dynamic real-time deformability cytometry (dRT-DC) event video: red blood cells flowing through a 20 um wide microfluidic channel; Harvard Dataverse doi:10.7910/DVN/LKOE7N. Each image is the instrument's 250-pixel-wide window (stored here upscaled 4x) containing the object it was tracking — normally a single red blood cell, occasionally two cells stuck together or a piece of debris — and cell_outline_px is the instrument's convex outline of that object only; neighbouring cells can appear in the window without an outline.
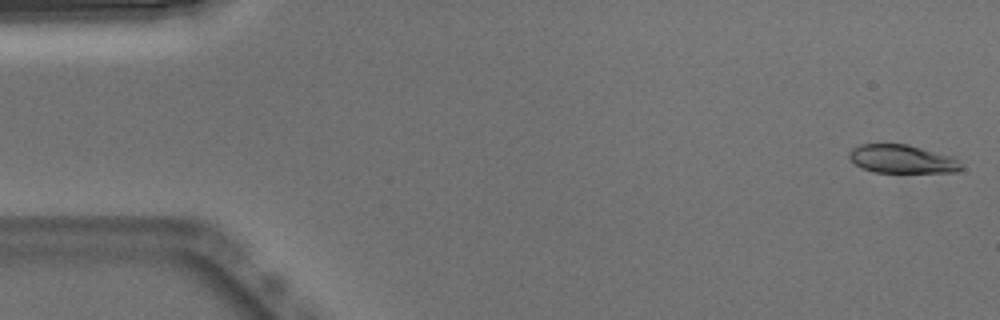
{"species": "Egyptian fruit bat (a non-hibernating species)", "species_latin": "Rousettus aegyptiacus", "temperature_condition": "warm", "stored_images_in_passage": 51, "camera_frame_rate_fps": 3000, "um_per_image_px": 0.085, "animal": {"sex": "male"}, "frame": {"image": 1, "passage_image": 1, "time_ms": 0.0, "image_size_px": [1000, 320], "cell_outline_px": [[964, 168], [956, 172], [876, 172], [864, 168], [856, 164], [848, 156], [848, 152], [852, 148], [860, 144], [908, 144], [956, 156]], "centroid_in_image_um": [76.75, 13.5], "position_along_channel_um": 8.3, "area_um2": 18.73}}
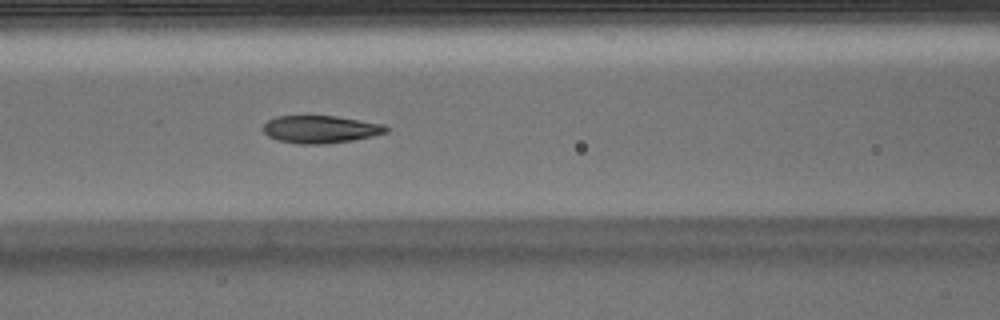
{"frame": {"image": 2, "passage_image": 21, "time_ms": 6.667, "image_size_px": [1000, 320], "cell_outline_px": [[388, 132], [372, 136], [352, 140], [324, 144], [300, 144], [276, 140], [268, 136], [264, 132], [264, 124], [268, 120], [276, 116], [336, 116], [384, 124], [388, 128]], "centroid_in_image_um": [27.24, 10.99], "position_along_channel_um": 139.4, "area_um2": 19.71}}
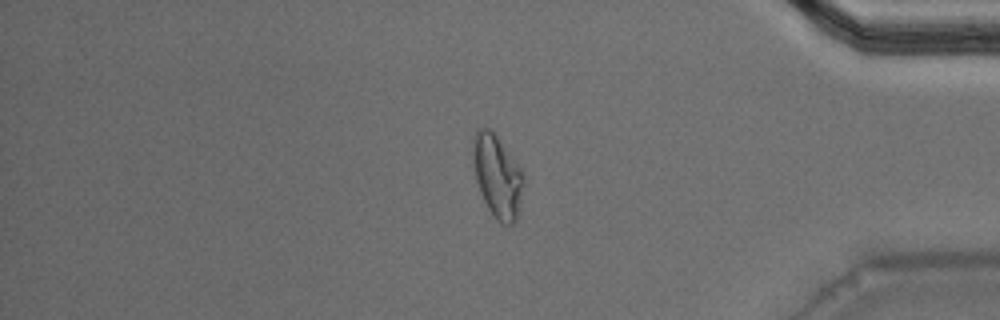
{"frame": {"image": 3, "passage_image": 43, "time_ms": 14.0, "image_size_px": [1000, 320], "cell_outline_px": [[524, 184], [516, 220], [512, 224], [500, 224], [496, 220], [488, 208], [480, 192], [476, 180], [472, 152], [472, 140], [476, 128], [488, 128], [496, 136], [520, 168]], "centroid_in_image_um": [42.24, 14.99], "position_along_channel_um": 393.0, "area_um2": 23.99}, "authors_computed_cell_mechanics": {"area_um2": 20.1722, "velocity_mm_per_s": 3.8621, "shape_relaxation_time_tau1_ms": 4.9349, "shape_relaxation_time_tau2_ms": 1.6638, "deformation_change_tau1": 0.2111, "deformation_change_tau2": 0.0849}}